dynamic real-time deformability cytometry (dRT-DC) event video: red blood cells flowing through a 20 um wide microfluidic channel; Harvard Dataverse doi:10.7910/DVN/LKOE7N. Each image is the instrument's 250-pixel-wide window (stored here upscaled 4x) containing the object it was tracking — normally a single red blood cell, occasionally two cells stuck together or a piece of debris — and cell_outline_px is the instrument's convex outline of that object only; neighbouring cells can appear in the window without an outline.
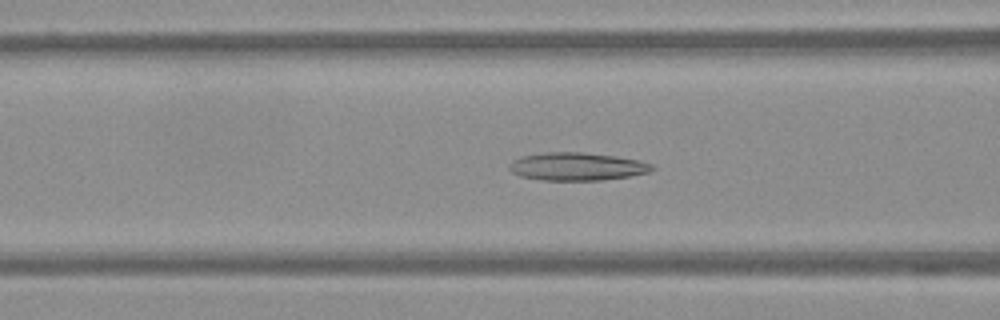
{"species": "Egyptian fruit bat (a non-hibernating species)", "species_latin": "Rousettus aegyptiacus", "temperature_condition": "warm", "stored_images_in_passage": 39, "camera_frame_rate_fps": 3000, "um_per_image_px": 0.085, "frame": {"image": 1, "passage_image": 6, "time_ms": 1.667, "image_size_px": [1000, 320], "cell_outline_px": [[656, 168], [648, 172], [628, 176], [600, 180], [544, 180], [520, 176], [512, 172], [508, 168], [508, 164], [512, 160], [520, 156], [548, 152], [584, 152], [616, 156], [636, 160], [652, 164]], "centroid_in_image_um": [49.0, 14.14], "position_along_channel_um": 117.6, "area_um2": 23.18}}
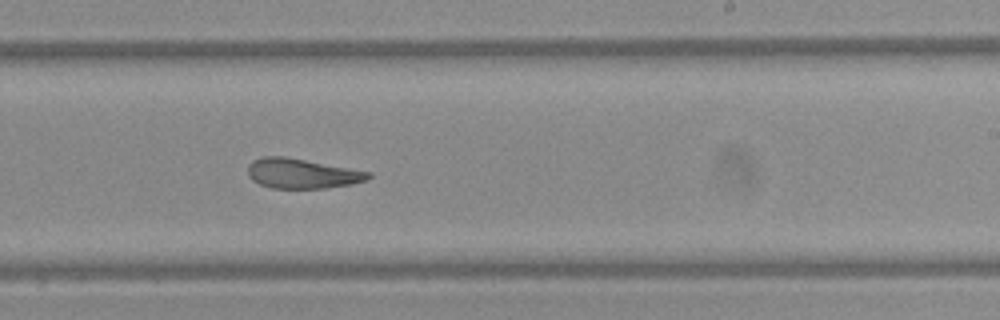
{"frame": {"image": 2, "passage_image": 18, "time_ms": 5.667, "image_size_px": [1000, 320], "cell_outline_px": [[372, 176], [368, 180], [352, 184], [328, 188], [272, 188], [260, 184], [252, 180], [248, 176], [248, 164], [252, 160], [264, 156], [284, 156], [372, 172]], "centroid_in_image_um": [25.68, 14.75], "position_along_channel_um": 263.3, "area_um2": 21.1}}
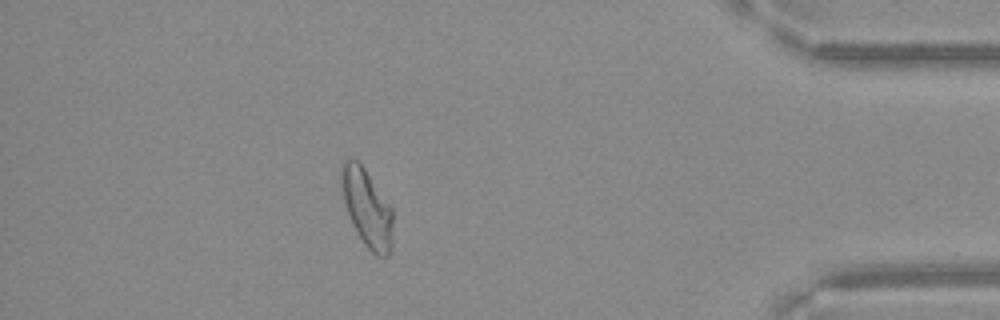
{"frame": {"image": 3, "passage_image": 33, "time_ms": 10.667, "image_size_px": [1000, 320], "cell_outline_px": [[392, 248], [388, 256], [384, 260], [376, 256], [364, 244], [356, 232], [352, 224], [344, 200], [340, 180], [340, 168], [344, 160], [348, 156], [352, 156], [364, 168], [392, 208]], "centroid_in_image_um": [31.19, 17.69], "position_along_channel_um": 404.0, "area_um2": 23.52}}